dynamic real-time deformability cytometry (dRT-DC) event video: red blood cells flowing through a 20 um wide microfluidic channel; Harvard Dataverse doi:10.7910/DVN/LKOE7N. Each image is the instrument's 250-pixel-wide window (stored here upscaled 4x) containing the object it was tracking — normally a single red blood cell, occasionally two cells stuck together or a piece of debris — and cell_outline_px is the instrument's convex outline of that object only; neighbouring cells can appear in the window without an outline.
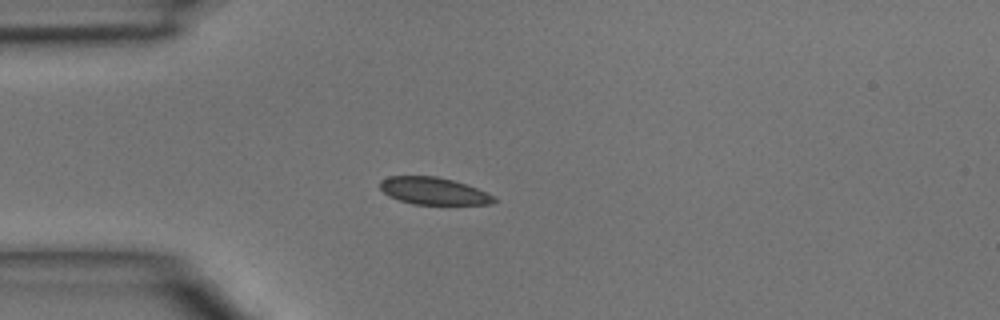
{"species": "common noctule bat (a hibernating species)", "species_latin": "Nyctalus noctula", "temperature_condition": "room temperature", "stored_images_in_passage": 3, "camera_frame_rate_fps": 3000, "um_per_image_px": 0.085, "animal": {"sex": "male", "body_mass_g": 15.6}, "frame": {"image": 1, "passage_image": 1, "time_ms": 0.0, "image_size_px": [1000, 320], "cell_outline_px": [[500, 200], [492, 204], [412, 204], [388, 196], [380, 188], [380, 180], [388, 176], [436, 176], [452, 180], [476, 188]], "centroid_in_image_um": [36.82, 16.23], "position_along_channel_um": 48.2, "area_um2": 17.92}}
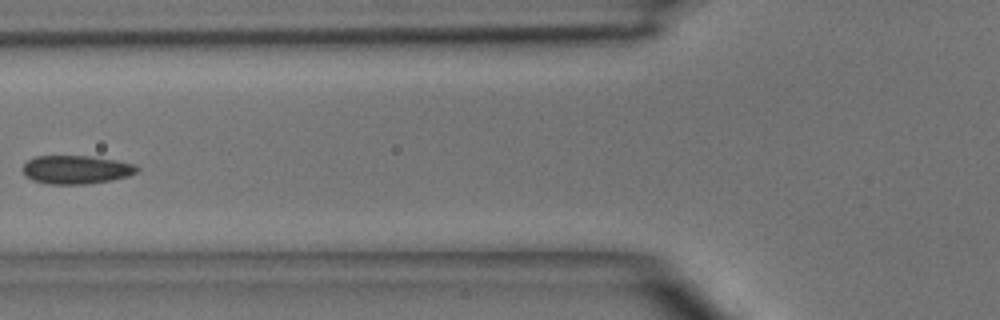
{"frame": {"image": 2, "passage_image": 3, "time_ms": 2.0, "image_size_px": [1000, 320], "cell_outline_px": [[140, 168], [136, 172], [128, 176], [112, 180], [88, 184], [48, 184], [32, 180], [24, 176], [24, 164], [28, 160], [36, 156], [92, 156], [116, 160], [136, 164]], "centroid_in_image_um": [6.5, 14.42], "position_along_channel_um": 119.3, "area_um2": 19.07}}